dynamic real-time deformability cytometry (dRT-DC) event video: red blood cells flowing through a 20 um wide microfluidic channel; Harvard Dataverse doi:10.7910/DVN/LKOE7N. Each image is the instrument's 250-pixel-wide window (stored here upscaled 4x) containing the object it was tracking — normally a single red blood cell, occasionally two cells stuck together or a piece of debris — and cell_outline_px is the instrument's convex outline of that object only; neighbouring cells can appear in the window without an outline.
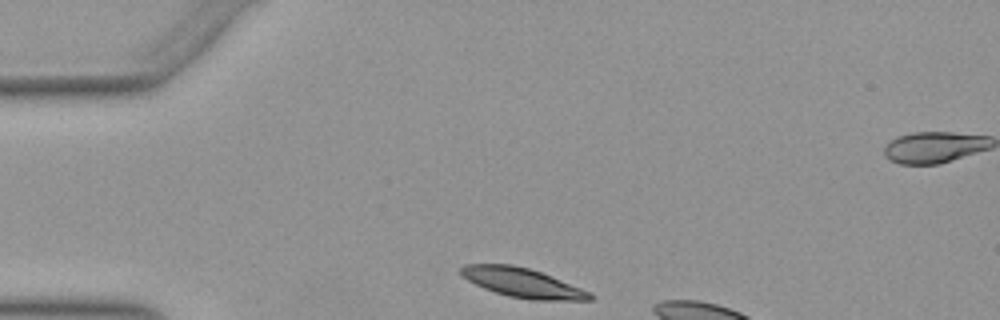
{"species": "Egyptian fruit bat (a non-hibernating species)", "species_latin": "Rousettus aegyptiacus", "temperature_condition": "warm", "stored_images_in_passage": 8, "camera_frame_rate_fps": 3000, "um_per_image_px": 0.085, "animal": {"sex": "female"}, "frame": {"image": 1, "passage_image": 1, "time_ms": 0.0, "image_size_px": [1000, 320], "cell_outline_px": [[592, 300], [532, 300], [508, 296], [484, 288], [460, 276], [460, 268], [464, 264], [512, 264], [528, 268], [540, 272], [580, 288], [588, 292], [592, 296]], "centroid_in_image_um": [44.34, 24.02], "position_along_channel_um": 40.7, "area_um2": 21.68}}